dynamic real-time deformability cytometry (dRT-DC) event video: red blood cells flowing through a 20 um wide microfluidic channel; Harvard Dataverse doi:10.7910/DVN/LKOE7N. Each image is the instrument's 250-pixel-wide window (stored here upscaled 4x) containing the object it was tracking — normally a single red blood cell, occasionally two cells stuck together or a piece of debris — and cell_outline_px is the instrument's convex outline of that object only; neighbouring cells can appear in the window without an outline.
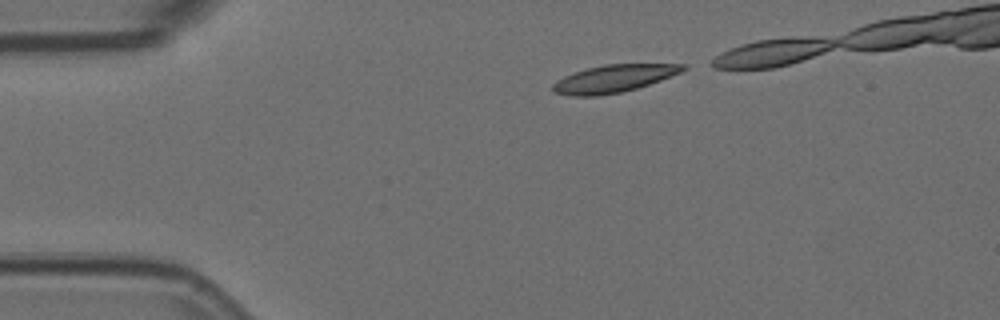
{"species": "Egyptian fruit bat (a non-hibernating species)", "species_latin": "Rousettus aegyptiacus", "temperature_condition": "room temperature", "stored_images_in_passage": 4, "camera_frame_rate_fps": 3000, "um_per_image_px": 0.085, "animal": {"sex": "female"}, "frame": {"image": 1, "passage_image": 1, "time_ms": 0.0, "image_size_px": [1000, 320], "cell_outline_px": [[688, 68], [680, 72], [660, 80], [636, 88], [620, 92], [600, 96], [572, 96], [552, 92], [552, 84], [556, 80], [564, 76], [588, 68], [604, 64], [688, 64]], "centroid_in_image_um": [52.14, 6.68], "position_along_channel_um": 32.9, "area_um2": 20.75}}
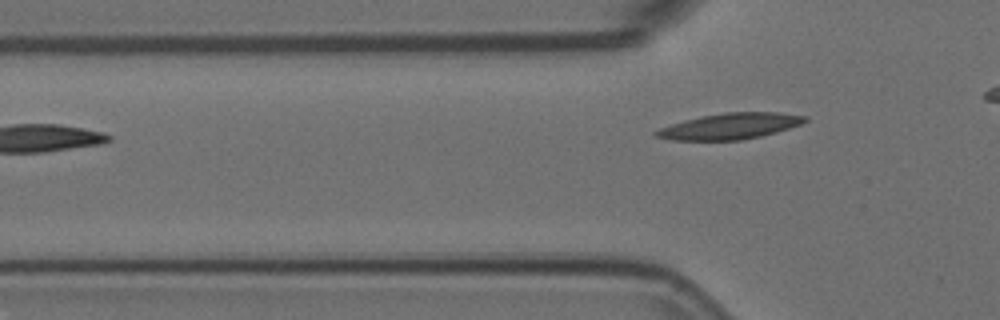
{"frame": {"image": 2, "passage_image": 4, "time_ms": 1.0, "image_size_px": [1000, 320], "cell_outline_px": [[808, 120], [800, 124], [776, 132], [760, 136], [740, 140], [672, 140], [656, 136], [652, 132], [660, 128], [684, 120], [724, 112], [780, 112], [808, 116]], "centroid_in_image_um": [62.07, 10.72], "position_along_channel_um": 63.7, "area_um2": 22.37}}